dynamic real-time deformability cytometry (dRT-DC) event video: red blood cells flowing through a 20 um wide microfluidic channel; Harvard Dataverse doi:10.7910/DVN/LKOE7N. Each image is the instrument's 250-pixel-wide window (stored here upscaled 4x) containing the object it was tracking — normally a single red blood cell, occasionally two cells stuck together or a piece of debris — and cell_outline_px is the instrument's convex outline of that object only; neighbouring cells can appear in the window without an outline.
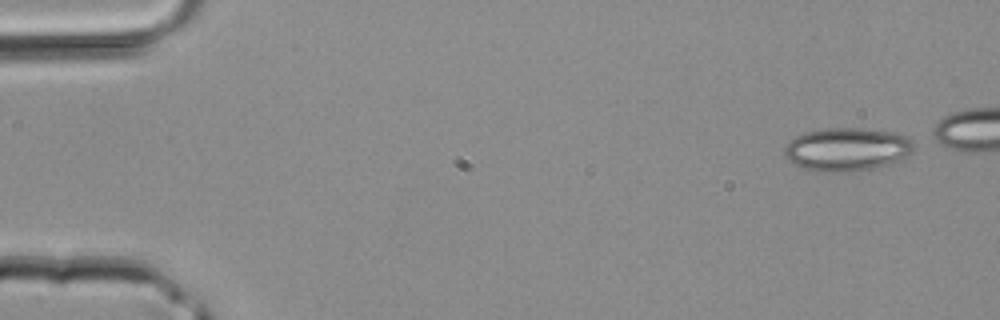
{"species": "common noctule bat (a hibernating species)", "species_latin": "Nyctalus noctula", "temperature_condition": "room temperature", "stored_images_in_passage": 36, "camera_frame_rate_fps": 3000, "um_per_image_px": 0.085, "animal": {"sex": "male", "body_mass_g": 20.4}, "frame": {"image": 1, "passage_image": 1, "time_ms": 0.0, "image_size_px": [1000, 320], "cell_outline_px": [[916, 144], [912, 152], [900, 160], [876, 168], [848, 172], [820, 172], [804, 168], [792, 164], [784, 156], [784, 148], [788, 140], [804, 132], [824, 128], [860, 128], [892, 132], [904, 136], [912, 140]], "centroid_in_image_um": [71.96, 12.7], "position_along_channel_um": 13.0, "area_um2": 33.0}}
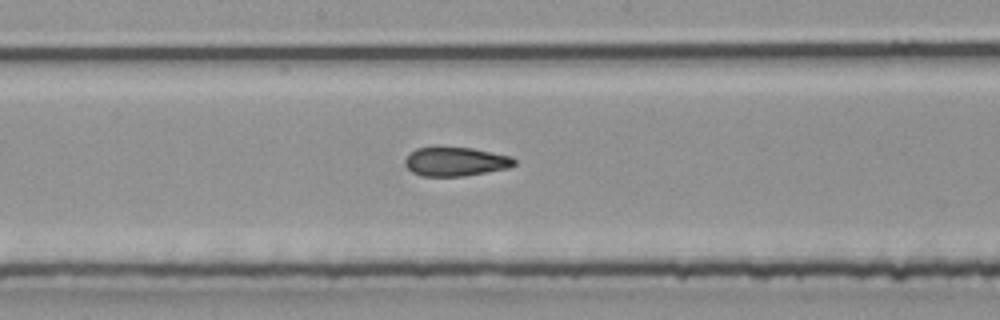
{"frame": {"image": 2, "passage_image": 21, "time_ms": 6.667, "image_size_px": [1000, 320], "cell_outline_px": [[516, 164], [508, 168], [464, 176], [420, 176], [412, 172], [404, 164], [404, 160], [416, 148], [436, 144], [472, 148], [512, 156], [516, 160]], "centroid_in_image_um": [38.69, 13.69], "position_along_channel_um": 209.5, "area_um2": 19.07}}
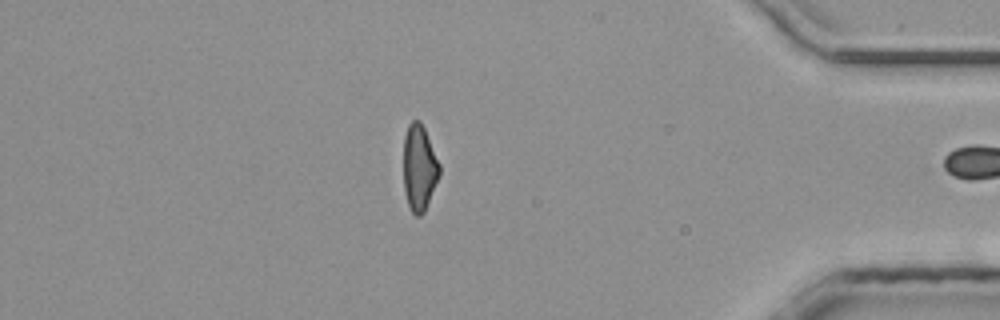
{"frame": {"image": 3, "passage_image": 35, "time_ms": 11.333, "image_size_px": [1000, 320], "cell_outline_px": [[440, 176], [424, 212], [420, 216], [416, 216], [412, 212], [408, 204], [404, 192], [404, 136], [408, 124], [412, 120], [420, 120], [424, 128], [440, 164]], "centroid_in_image_um": [35.64, 14.26], "position_along_channel_um": 399.6, "area_um2": 18.09}}